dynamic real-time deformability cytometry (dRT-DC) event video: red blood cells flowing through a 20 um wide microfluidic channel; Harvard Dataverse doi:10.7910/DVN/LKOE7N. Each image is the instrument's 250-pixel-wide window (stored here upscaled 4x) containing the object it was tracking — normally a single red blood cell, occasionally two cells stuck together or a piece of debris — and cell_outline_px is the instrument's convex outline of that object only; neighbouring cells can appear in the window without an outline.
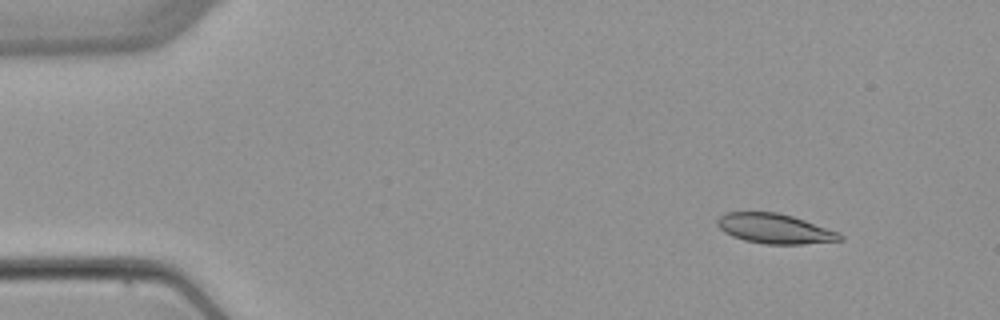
{"species": "common noctule bat (a hibernating species)", "species_latin": "Nyctalus noctula", "temperature_condition": "warm", "stored_images_in_passage": 4, "camera_frame_rate_fps": 3000, "um_per_image_px": 0.085, "animal": {"sex": "female", "body_mass_g": 22.7, "forearm_length_mm": 54.2}, "frame": {"image": 1, "passage_image": 1, "time_ms": 0.0, "image_size_px": [1000, 320], "cell_outline_px": [[844, 240], [804, 244], [764, 244], [744, 240], [732, 236], [724, 232], [716, 224], [716, 220], [724, 212], [776, 212], [792, 216], [840, 232], [844, 236]], "centroid_in_image_um": [65.86, 19.44], "position_along_channel_um": 19.1, "area_um2": 21.44}}
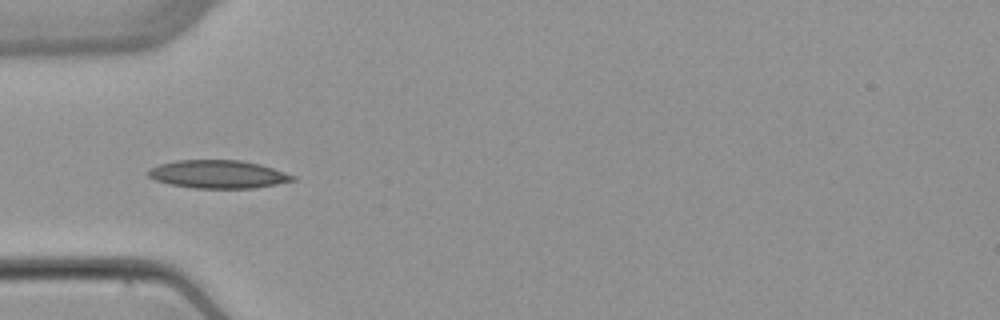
{"frame": {"image": 2, "passage_image": 4, "time_ms": 3.667, "image_size_px": [1000, 320], "cell_outline_px": [[296, 180], [276, 184], [252, 188], [192, 188], [168, 184], [156, 180], [148, 176], [144, 172], [148, 168], [160, 164], [176, 160], [240, 160], [260, 164], [296, 176]], "centroid_in_image_um": [18.48, 14.81], "position_along_channel_um": 66.5, "area_um2": 23.76}}